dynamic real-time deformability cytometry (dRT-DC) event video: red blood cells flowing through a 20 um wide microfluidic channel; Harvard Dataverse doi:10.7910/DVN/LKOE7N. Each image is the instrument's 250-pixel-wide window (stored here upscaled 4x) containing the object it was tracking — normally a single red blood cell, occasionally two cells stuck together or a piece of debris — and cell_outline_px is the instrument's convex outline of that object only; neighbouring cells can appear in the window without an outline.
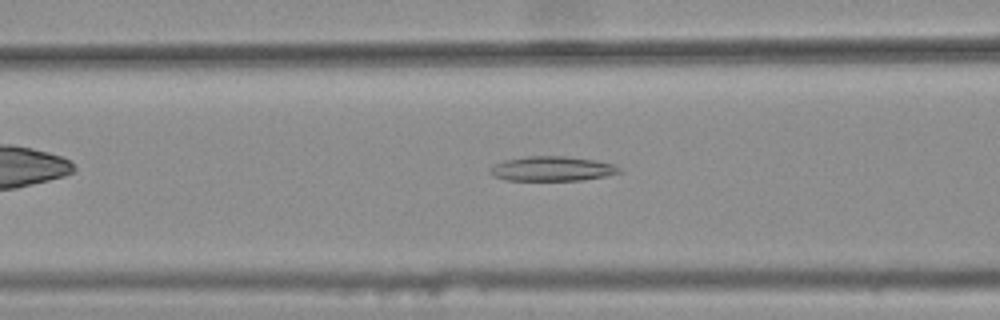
{"species": "common noctule bat (a hibernating species)", "species_latin": "Nyctalus noctula", "temperature_condition": "warm", "stored_images_in_passage": 37, "camera_frame_rate_fps": 3000, "um_per_image_px": 0.085, "animal": {"sex": "female", "body_mass_g": 25.1}, "frame": {"image": 1, "passage_image": 12, "time_ms": 3.667, "image_size_px": [1000, 320], "cell_outline_px": [[624, 172], [584, 180], [508, 180], [492, 176], [488, 172], [488, 168], [504, 160], [528, 156], [568, 156], [596, 160], [612, 164], [620, 168]], "centroid_in_image_um": [46.92, 14.34], "position_along_channel_um": 119.7, "area_um2": 18.67}}
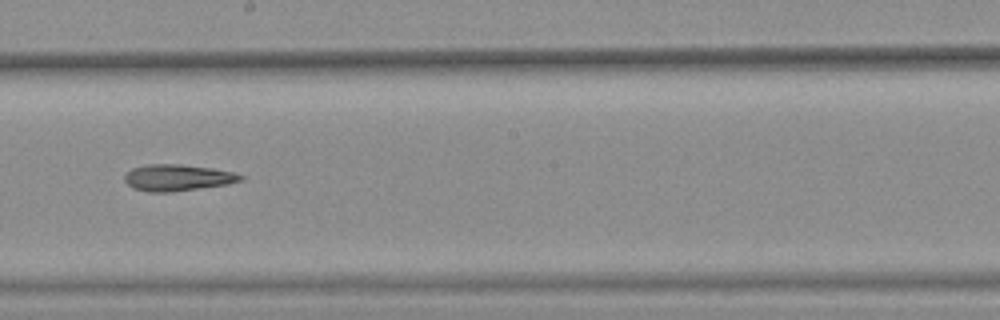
{"frame": {"image": 2, "passage_image": 21, "time_ms": 6.667, "image_size_px": [1000, 320], "cell_outline_px": [[244, 180], [228, 184], [172, 192], [148, 192], [132, 188], [124, 180], [124, 176], [132, 168], [148, 164], [180, 164], [212, 168], [232, 172], [244, 176]], "centroid_in_image_um": [15.09, 15.1], "position_along_channel_um": 233.1, "area_um2": 17.92}}
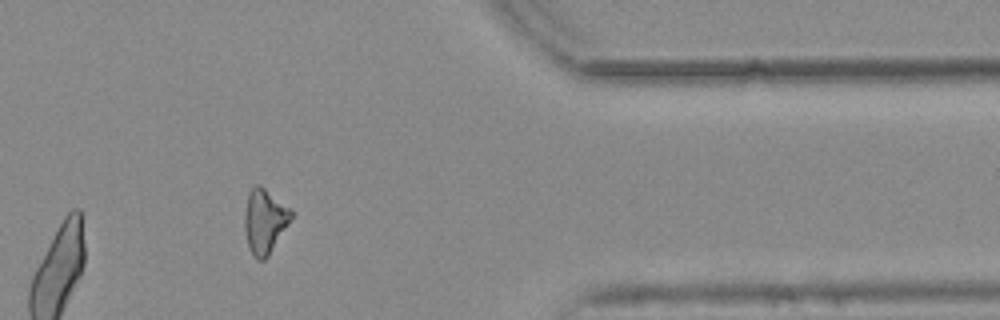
{"frame": {"image": 3, "passage_image": 35, "time_ms": 11.333, "image_size_px": [1000, 320], "cell_outline_px": [[292, 216], [268, 256], [264, 260], [256, 260], [252, 256], [248, 248], [244, 228], [244, 216], [248, 192], [256, 184], [260, 184], [288, 208], [292, 212]], "centroid_in_image_um": [22.43, 18.82], "position_along_channel_um": 389.0, "area_um2": 17.22}}